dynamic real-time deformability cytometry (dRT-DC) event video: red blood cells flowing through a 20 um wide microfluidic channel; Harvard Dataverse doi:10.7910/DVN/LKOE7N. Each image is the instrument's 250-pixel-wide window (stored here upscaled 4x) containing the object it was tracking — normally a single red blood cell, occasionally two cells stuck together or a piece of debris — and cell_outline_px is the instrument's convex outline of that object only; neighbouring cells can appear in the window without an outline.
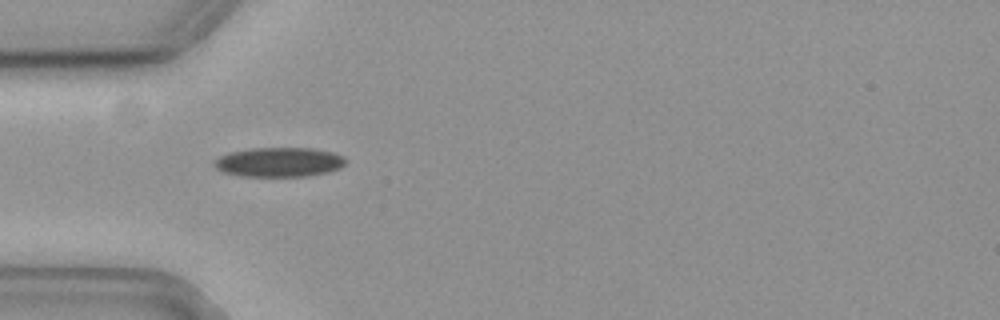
{"species": "common noctule bat (a hibernating species)", "species_latin": "Nyctalus noctula", "temperature_condition": "cold", "stored_images_in_passage": 40, "camera_frame_rate_fps": 3000, "um_per_image_px": 0.085, "animal": {"sex": "female", "body_mass_g": 19.3, "forearm_length_mm": 54.1}, "frame": {"image": 1, "passage_image": 1, "time_ms": 0.0, "image_size_px": [1000, 320], "cell_outline_px": [[344, 164], [340, 168], [328, 172], [304, 176], [240, 176], [224, 172], [216, 168], [216, 160], [220, 156], [228, 152], [252, 148], [312, 148], [332, 152], [340, 156], [344, 160]], "centroid_in_image_um": [23.7, 13.78], "position_along_channel_um": 61.3, "area_um2": 22.25}}
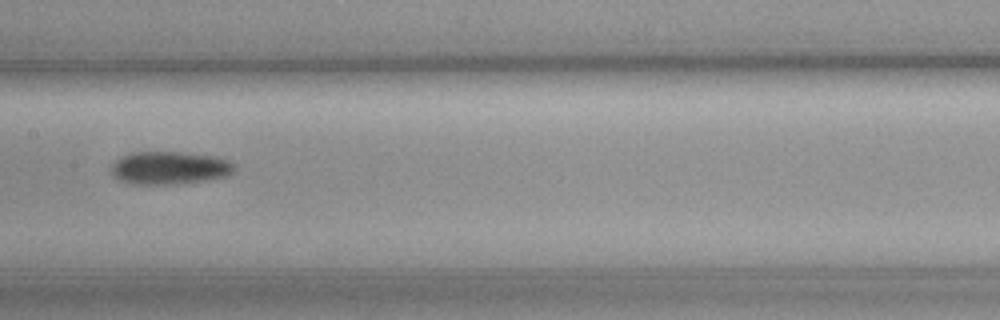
{"frame": {"image": 2, "passage_image": 12, "time_ms": 3.667, "image_size_px": [1000, 320], "cell_outline_px": [[232, 172], [228, 176], [204, 180], [168, 184], [128, 184], [112, 176], [108, 164], [120, 156], [132, 152], [180, 152], [216, 156], [228, 160], [232, 164]], "centroid_in_image_um": [14.29, 14.26], "position_along_channel_um": 193.1, "area_um2": 23.76}}
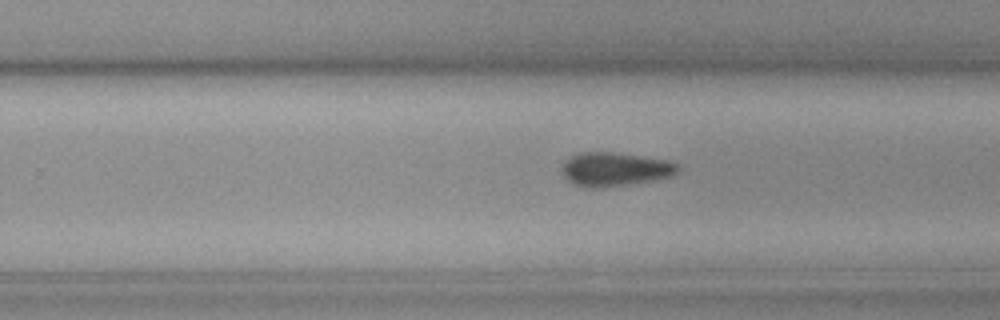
{"frame": {"image": 3, "passage_image": 19, "time_ms": 6.0, "image_size_px": [1000, 320], "cell_outline_px": [[680, 172], [672, 176], [656, 180], [604, 188], [588, 188], [572, 184], [564, 176], [564, 160], [580, 152], [612, 152], [668, 160], [680, 164]], "centroid_in_image_um": [52.33, 14.4], "position_along_channel_um": 277.5, "area_um2": 23.06}}